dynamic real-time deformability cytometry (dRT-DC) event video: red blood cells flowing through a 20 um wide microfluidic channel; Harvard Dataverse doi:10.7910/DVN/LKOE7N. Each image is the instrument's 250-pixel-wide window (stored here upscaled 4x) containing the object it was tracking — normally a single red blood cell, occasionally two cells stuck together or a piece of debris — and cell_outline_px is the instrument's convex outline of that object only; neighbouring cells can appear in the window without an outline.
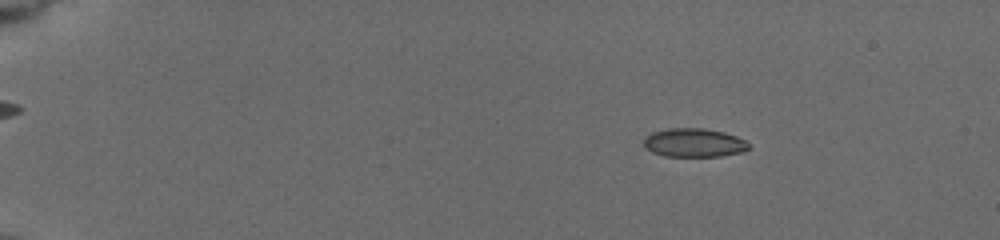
{"species": "common noctule bat (a hibernating species)", "species_latin": "Nyctalus noctula", "temperature_condition": "cold", "stored_images_in_passage": 26, "camera_frame_rate_fps": 3000, "um_per_image_px": 0.085, "animal": {"sex": "female", "body_mass_g": 19.5, "forearm_length_mm": 54.1}, "frame": {"image": 1, "passage_image": 12, "time_ms": 3.0, "image_size_px": [1000, 240], "cell_outline_px": [[752, 148], [740, 152], [720, 156], [664, 156], [652, 152], [644, 148], [644, 136], [652, 132], [668, 128], [704, 128], [724, 132], [736, 136], [744, 140]], "centroid_in_image_um": [58.96, 12.12], "position_along_channel_um": 26.0, "area_um2": 17.63}}
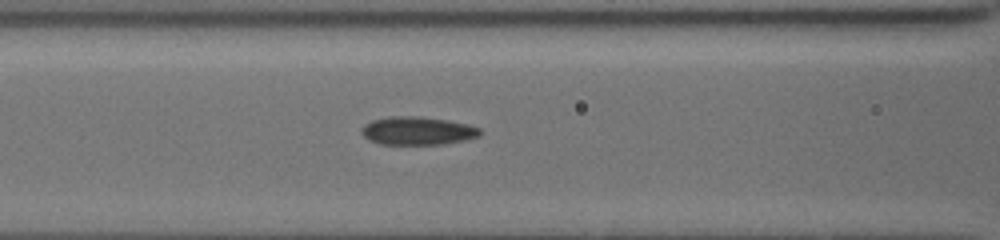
{"frame": {"image": 2, "passage_image": 24, "time_ms": 8.667, "image_size_px": [1000, 240], "cell_outline_px": [[480, 132], [476, 136], [464, 140], [440, 144], [380, 144], [368, 140], [360, 132], [360, 128], [364, 124], [372, 120], [388, 116], [420, 116], [448, 120], [468, 124], [480, 128]], "centroid_in_image_um": [35.42, 11.1], "position_along_channel_um": 131.2, "area_um2": 19.48}}
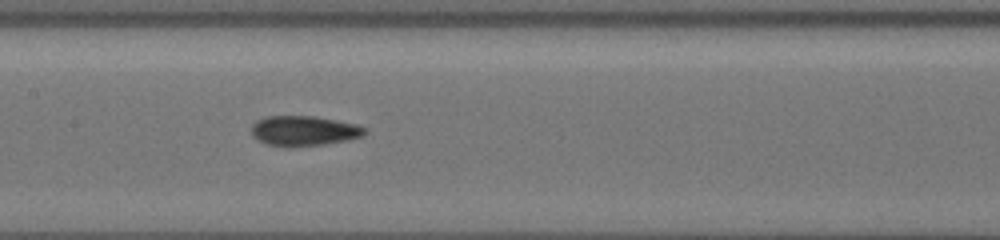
{"frame": {"image": 3, "passage_image": 26, "time_ms": 10.0, "image_size_px": [1000, 240], "cell_outline_px": [[368, 132], [360, 136], [344, 140], [324, 144], [292, 148], [288, 148], [268, 144], [252, 136], [252, 124], [256, 120], [264, 116], [312, 116], [336, 120], [356, 124], [364, 128]], "centroid_in_image_um": [25.78, 11.12], "position_along_channel_um": 181.6, "area_um2": 19.83}}